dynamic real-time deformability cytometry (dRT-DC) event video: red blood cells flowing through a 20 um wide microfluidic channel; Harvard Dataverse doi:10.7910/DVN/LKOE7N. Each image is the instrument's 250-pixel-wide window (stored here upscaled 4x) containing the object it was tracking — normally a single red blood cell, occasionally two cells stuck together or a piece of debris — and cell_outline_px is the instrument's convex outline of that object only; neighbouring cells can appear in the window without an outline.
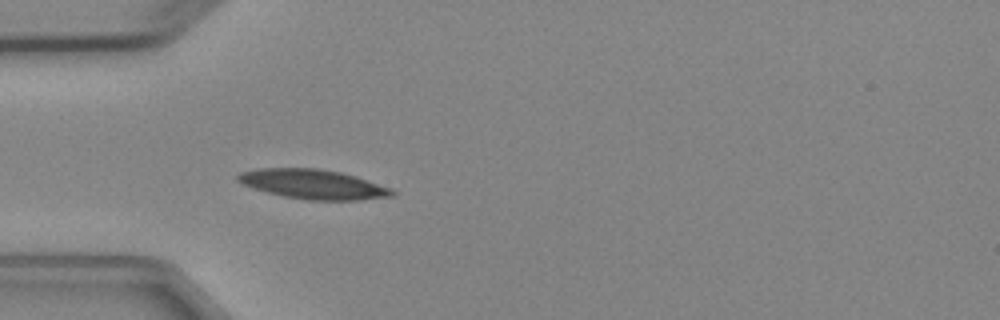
{"species": "Egyptian fruit bat (a non-hibernating species)", "species_latin": "Rousettus aegyptiacus", "temperature_condition": "cold", "stored_images_in_passage": 1, "camera_frame_rate_fps": 3000, "um_per_image_px": 0.085, "animal": {"sex": "female"}, "frame": {"image": 1, "passage_image": 1, "time_ms": 0.0, "image_size_px": [1000, 320], "cell_outline_px": [[396, 196], [360, 200], [308, 200], [284, 196], [252, 188], [236, 180], [236, 176], [240, 172], [256, 168], [316, 168], [340, 172], [356, 176], [392, 188], [396, 192]], "centroid_in_image_um": [26.64, 15.66], "position_along_channel_um": 58.4, "area_um2": 26.7}}